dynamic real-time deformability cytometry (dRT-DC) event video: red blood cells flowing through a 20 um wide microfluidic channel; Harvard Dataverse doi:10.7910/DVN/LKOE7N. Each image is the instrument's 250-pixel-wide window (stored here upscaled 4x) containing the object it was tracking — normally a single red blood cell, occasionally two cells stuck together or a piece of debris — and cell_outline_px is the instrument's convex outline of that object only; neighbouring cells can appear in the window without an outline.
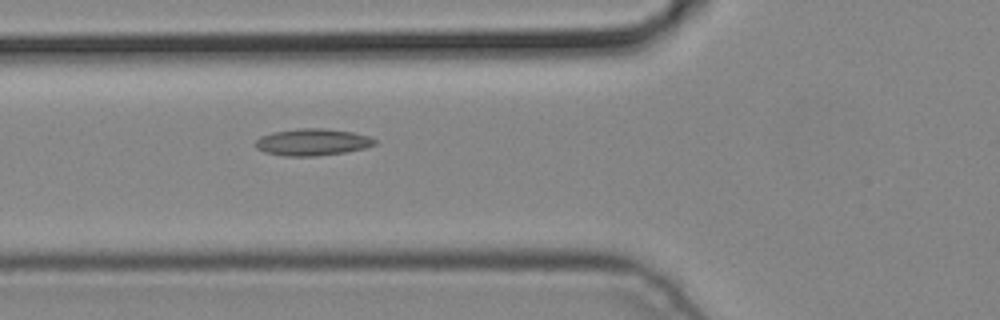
{"species": "common noctule bat (a hibernating species)", "species_latin": "Nyctalus noctula", "temperature_condition": "cold", "stored_images_in_passage": 2, "camera_frame_rate_fps": 3000, "um_per_image_px": 0.085, "animal": {"sex": "male", "body_mass_g": 19.2, "forearm_length_mm": 51.8}, "frame": {"image": 1, "passage_image": 2, "time_ms": 0.333, "image_size_px": [1000, 320], "cell_outline_px": [[376, 144], [364, 148], [344, 152], [316, 156], [284, 156], [264, 152], [256, 148], [256, 140], [260, 136], [272, 132], [296, 128], [324, 128], [352, 132], [368, 136], [376, 140]], "centroid_in_image_um": [26.52, 12.07], "position_along_channel_um": 99.3, "area_um2": 18.67}}